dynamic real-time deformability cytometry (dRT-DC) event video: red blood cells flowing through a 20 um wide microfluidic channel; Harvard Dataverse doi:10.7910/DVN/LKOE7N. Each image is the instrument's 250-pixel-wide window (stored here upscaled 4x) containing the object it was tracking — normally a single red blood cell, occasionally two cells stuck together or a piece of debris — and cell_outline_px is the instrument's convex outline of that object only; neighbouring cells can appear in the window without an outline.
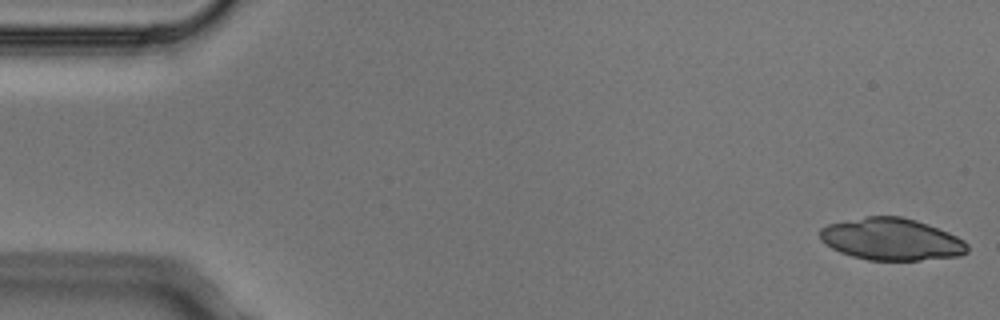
{"species": "Egyptian fruit bat (a non-hibernating species)", "species_latin": "Rousettus aegyptiacus", "temperature_condition": "cold", "stored_images_in_passage": 5, "camera_frame_rate_fps": 3000, "um_per_image_px": 0.085, "animal": {"sex": "male"}, "frame": {"image": 1, "passage_image": 1, "time_ms": 0.0, "image_size_px": [1000, 320], "cell_outline_px": [[968, 252], [960, 256], [920, 260], [868, 260], [852, 256], [840, 252], [832, 248], [820, 240], [820, 228], [828, 224], [864, 216], [900, 216], [916, 220], [928, 224], [948, 232], [964, 240], [968, 244]], "centroid_in_image_um": [75.78, 20.33], "position_along_channel_um": 9.2, "area_um2": 36.24}}